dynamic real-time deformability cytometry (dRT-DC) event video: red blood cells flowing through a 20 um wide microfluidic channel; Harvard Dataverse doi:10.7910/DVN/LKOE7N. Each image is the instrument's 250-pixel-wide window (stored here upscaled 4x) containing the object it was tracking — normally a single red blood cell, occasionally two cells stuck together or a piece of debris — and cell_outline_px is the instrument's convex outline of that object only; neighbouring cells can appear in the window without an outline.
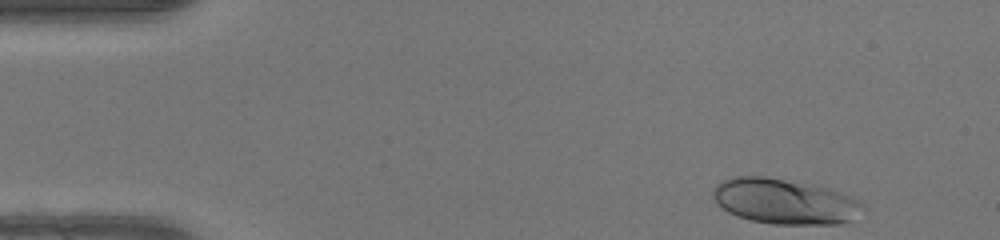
{"species": "human", "species_latin": "Homo sapiens", "temperature_condition": "warm", "stored_images_in_passage": 46, "camera_frame_rate_fps": 3000, "um_per_image_px": 0.085, "donor": {"sex": "female"}, "frame": {"image": 1, "passage_image": 1, "time_ms": 0.0, "image_size_px": [1000, 240], "cell_outline_px": [[860, 204], [848, 220], [840, 224], [772, 224], [748, 220], [736, 216], [728, 212], [716, 204], [712, 196], [712, 192], [716, 184], [724, 180], [736, 176], [764, 176], [828, 188], [840, 192], [860, 200]], "centroid_in_image_um": [66.55, 17.12], "position_along_channel_um": 18.5, "area_um2": 38.9}}
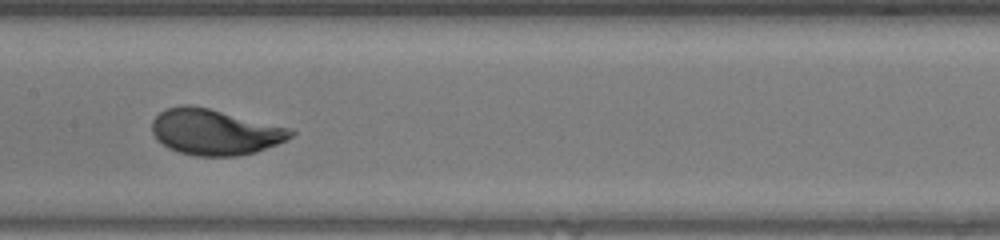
{"frame": {"image": 2, "passage_image": 21, "time_ms": 6.667, "image_size_px": [1000, 240], "cell_outline_px": [[296, 132], [292, 136], [276, 144], [256, 152], [236, 156], [196, 156], [180, 152], [168, 148], [156, 140], [152, 132], [152, 120], [164, 108], [184, 104], [192, 104], [288, 128]], "centroid_in_image_um": [18.19, 11.22], "position_along_channel_um": 189.2, "area_um2": 36.82}}
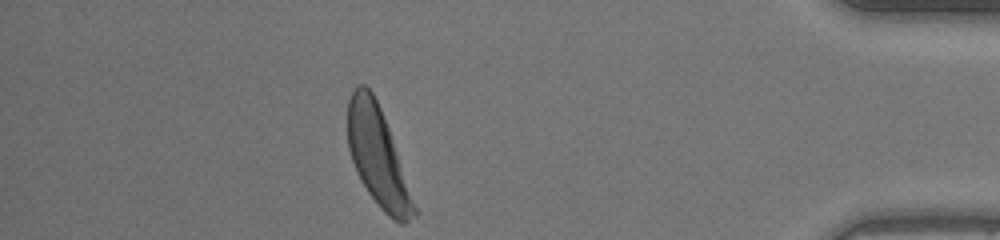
{"frame": {"image": 3, "passage_image": 40, "time_ms": 13.0, "image_size_px": [1000, 240], "cell_outline_px": [[420, 212], [416, 216], [404, 224], [400, 224], [392, 220], [380, 208], [368, 192], [352, 160], [348, 148], [348, 100], [356, 84], [364, 84], [372, 92], [380, 108], [388, 128]], "centroid_in_image_um": [32.16, 13.37], "position_along_channel_um": 403.0, "area_um2": 38.09}, "authors_computed_cell_mechanics": {"area_um2": 36.7608, "velocity_mm_per_s": 4.1181, "shape_relaxation_time_tau1_ms": 2.7123, "shape_relaxation_time_tau2_ms": null, "deformation_change_tau1": 0.1855, "deformation_change_tau2": null}}